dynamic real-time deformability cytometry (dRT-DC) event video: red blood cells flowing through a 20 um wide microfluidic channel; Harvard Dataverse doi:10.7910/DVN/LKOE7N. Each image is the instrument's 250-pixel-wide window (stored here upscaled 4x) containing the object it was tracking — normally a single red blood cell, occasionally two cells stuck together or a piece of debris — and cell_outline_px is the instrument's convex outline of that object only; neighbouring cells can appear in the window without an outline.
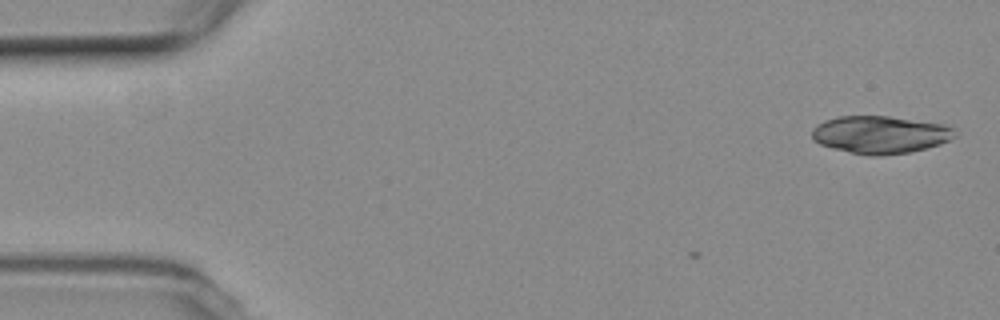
{"species": "common noctule bat (a hibernating species)", "species_latin": "Nyctalus noctula", "temperature_condition": "room temperature", "stored_images_in_passage": 3, "camera_frame_rate_fps": 3000, "um_per_image_px": 0.085, "animal": {"sex": "female", "body_mass_g": 19.3, "forearm_length_mm": 54.1}, "frame": {"image": 1, "passage_image": 1, "time_ms": 0.0, "image_size_px": [1000, 320], "cell_outline_px": [[956, 136], [940, 144], [908, 152], [880, 156], [872, 156], [832, 148], [820, 144], [812, 140], [812, 128], [816, 124], [824, 120], [836, 116], [888, 116], [944, 124], [952, 128]], "centroid_in_image_um": [74.76, 11.43], "position_along_channel_um": 10.2, "area_um2": 31.21}}